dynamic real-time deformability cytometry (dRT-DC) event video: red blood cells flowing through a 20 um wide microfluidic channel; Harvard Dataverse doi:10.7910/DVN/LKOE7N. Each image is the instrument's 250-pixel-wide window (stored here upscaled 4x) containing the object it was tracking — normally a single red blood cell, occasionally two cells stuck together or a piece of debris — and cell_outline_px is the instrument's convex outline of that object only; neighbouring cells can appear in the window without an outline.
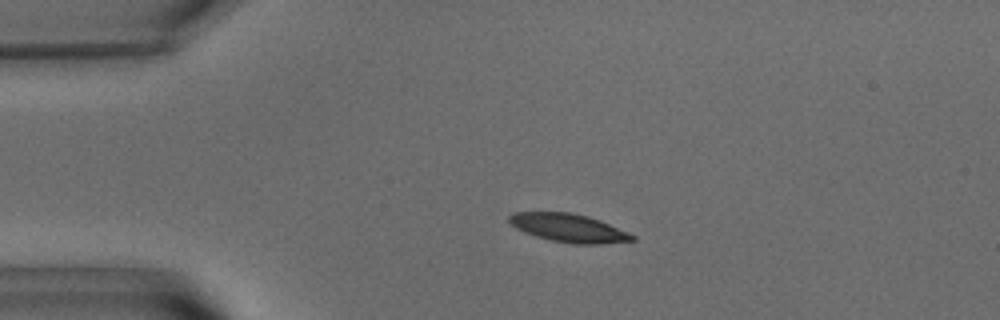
{"species": "common noctule bat (a hibernating species)", "species_latin": "Nyctalus noctula", "temperature_condition": "warm", "stored_images_in_passage": 44, "camera_frame_rate_fps": 3000, "um_per_image_px": 0.085, "animal": {"sex": "male", "body_mass_g": 15.6}, "frame": {"image": 1, "passage_image": 1, "time_ms": 0.0, "image_size_px": [1000, 320], "cell_outline_px": [[636, 240], [600, 244], [576, 244], [552, 240], [536, 236], [524, 232], [516, 228], [508, 220], [508, 216], [512, 212], [572, 212], [588, 216], [600, 220], [628, 232], [636, 236]], "centroid_in_image_um": [48.34, 19.36], "position_along_channel_um": 36.7, "area_um2": 20.29}}
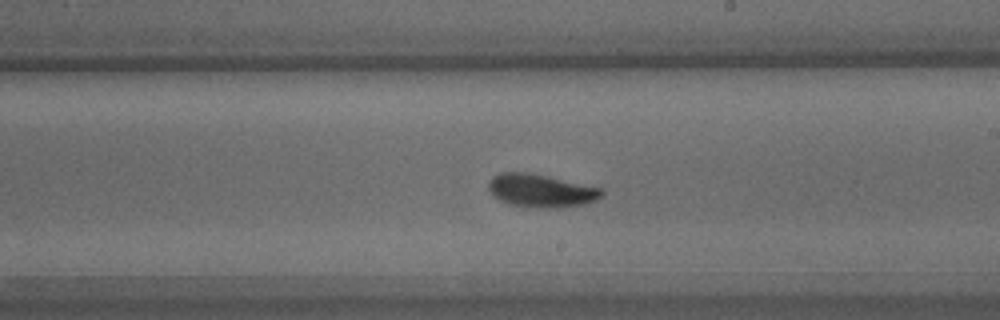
{"frame": {"image": 2, "passage_image": 21, "time_ms": 6.667, "image_size_px": [1000, 320], "cell_outline_px": [[604, 192], [596, 200], [588, 204], [556, 208], [540, 208], [508, 204], [500, 200], [488, 188], [488, 184], [492, 176], [500, 172], [524, 172], [544, 176], [600, 188]], "centroid_in_image_um": [45.96, 16.22], "position_along_channel_um": 243.0, "area_um2": 21.44}}
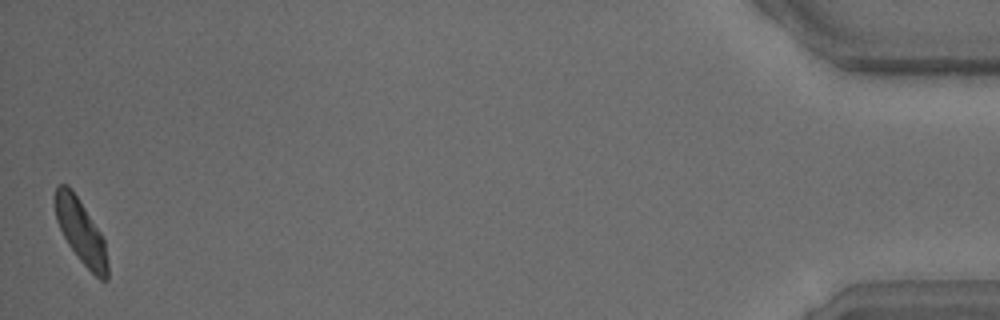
{"frame": {"image": 3, "passage_image": 44, "time_ms": 14.333, "image_size_px": [1000, 320], "cell_outline_px": [[108, 280], [100, 280], [80, 260], [68, 244], [56, 220], [52, 196], [56, 184], [68, 184], [100, 232], [104, 240], [108, 264]], "centroid_in_image_um": [6.83, 19.64], "position_along_channel_um": 428.4, "area_um2": 19.54}, "authors_computed_cell_mechanics": {"area_um2": 20.6924, "velocity_mm_per_s": 3.6248, "shape_relaxation_time_tau1_ms": 4.0817, "shape_relaxation_time_tau2_ms": 3.8661, "deformation_change_tau1": 0.131, "deformation_change_tau2": 0.093}}